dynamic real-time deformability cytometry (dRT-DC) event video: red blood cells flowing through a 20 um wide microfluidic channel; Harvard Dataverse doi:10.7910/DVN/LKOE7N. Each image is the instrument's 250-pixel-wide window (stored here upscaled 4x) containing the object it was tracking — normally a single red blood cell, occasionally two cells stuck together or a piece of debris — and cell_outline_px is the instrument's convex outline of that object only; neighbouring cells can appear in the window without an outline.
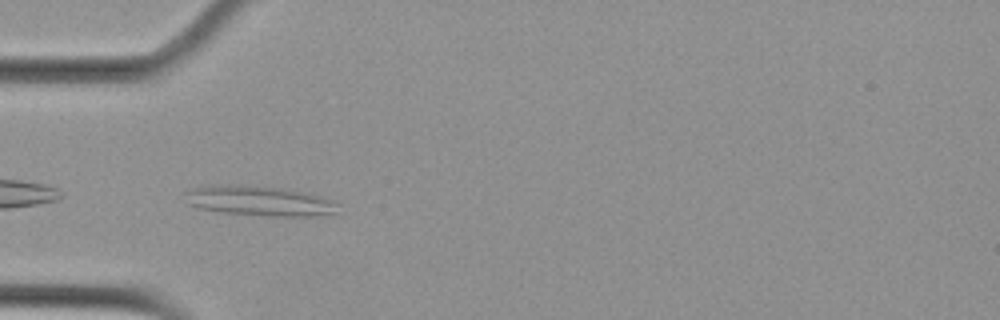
{"species": "Egyptian fruit bat (a non-hibernating species)", "species_latin": "Rousettus aegyptiacus", "temperature_condition": "cold", "stored_images_in_passage": 5, "camera_frame_rate_fps": 3000, "um_per_image_px": 0.085, "animal": {"sex": "female"}, "frame": {"image": 1, "passage_image": 4, "time_ms": 1.0, "image_size_px": [1000, 320], "cell_outline_px": [[340, 204], [336, 212], [316, 216], [268, 216], [224, 212], [200, 208], [188, 204], [184, 192], [192, 188], [212, 184], [236, 184], [284, 188], [320, 196], [336, 200]], "centroid_in_image_um": [22.06, 17.06], "position_along_channel_um": 62.9, "area_um2": 26.93}}